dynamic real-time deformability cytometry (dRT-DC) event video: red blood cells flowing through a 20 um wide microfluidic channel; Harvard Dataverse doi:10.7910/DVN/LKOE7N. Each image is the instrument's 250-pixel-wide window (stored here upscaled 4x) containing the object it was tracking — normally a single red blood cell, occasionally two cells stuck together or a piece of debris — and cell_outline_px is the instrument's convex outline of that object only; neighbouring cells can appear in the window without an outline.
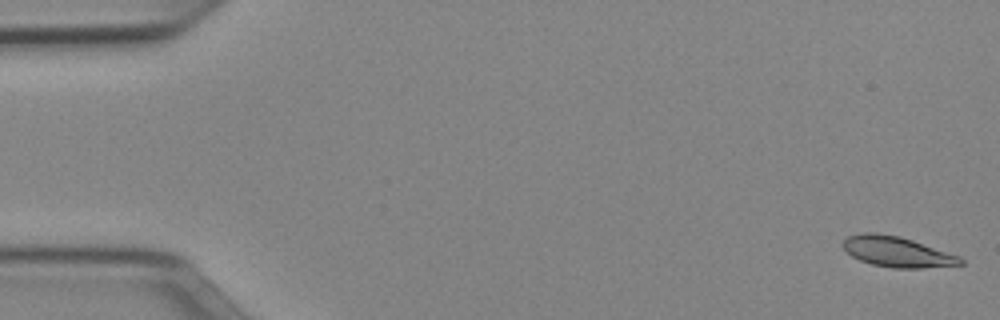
{"species": "Egyptian fruit bat (a non-hibernating species)", "species_latin": "Rousettus aegyptiacus", "temperature_condition": "cold", "stored_images_in_passage": 51, "camera_frame_rate_fps": 3000, "um_per_image_px": 0.085, "animal": {"sex": "female"}, "frame": {"image": 1, "passage_image": 1, "time_ms": 0.0, "image_size_px": [1000, 320], "cell_outline_px": [[964, 264], [924, 268], [892, 268], [872, 264], [860, 260], [852, 256], [840, 244], [848, 236], [864, 232], [876, 232], [900, 236], [960, 256], [964, 260]], "centroid_in_image_um": [76.25, 21.4], "position_along_channel_um": 8.8, "area_um2": 20.87}}
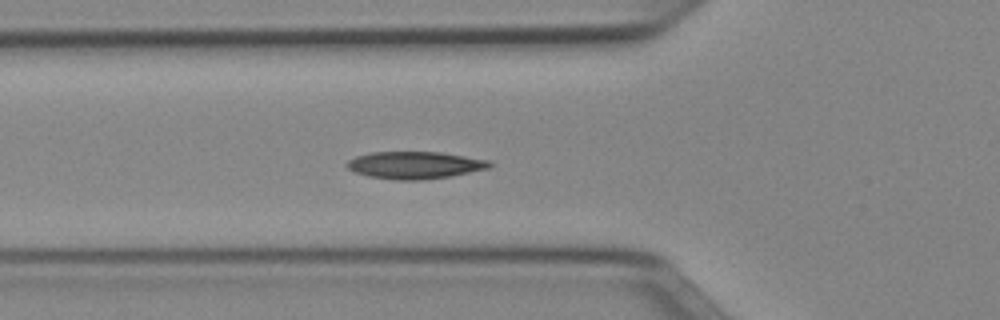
{"frame": {"image": 2, "passage_image": 18, "time_ms": 5.667, "image_size_px": [1000, 320], "cell_outline_px": [[492, 168], [452, 176], [420, 180], [400, 180], [368, 176], [356, 172], [348, 168], [344, 164], [348, 160], [356, 156], [372, 152], [440, 152], [492, 160]], "centroid_in_image_um": [35.32, 14.03], "position_along_channel_um": 90.5, "area_um2": 22.83}}
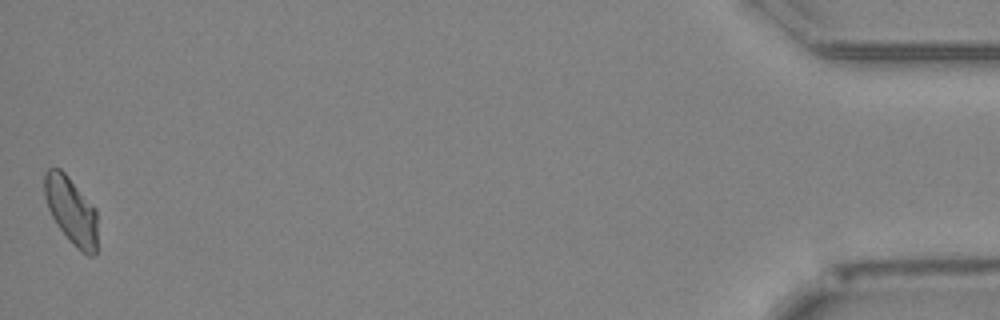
{"frame": {"image": 3, "passage_image": 51, "time_ms": 16.667, "image_size_px": [1000, 320], "cell_outline_px": [[96, 252], [92, 256], [88, 256], [80, 252], [72, 244], [56, 224], [48, 208], [44, 196], [44, 172], [48, 168], [60, 168], [68, 176], [96, 208]], "centroid_in_image_um": [6.04, 17.9], "position_along_channel_um": 429.2, "area_um2": 20.87}, "authors_computed_cell_mechanics": {"area_um2": 21.1548, "velocity_mm_per_s": 3.9269, "shape_relaxation_time_tau1_ms": 3.5513, "shape_relaxation_time_tau2_ms": 6.3693, "deformation_change_tau1": 0.1101, "deformation_change_tau2": 0.1057}}